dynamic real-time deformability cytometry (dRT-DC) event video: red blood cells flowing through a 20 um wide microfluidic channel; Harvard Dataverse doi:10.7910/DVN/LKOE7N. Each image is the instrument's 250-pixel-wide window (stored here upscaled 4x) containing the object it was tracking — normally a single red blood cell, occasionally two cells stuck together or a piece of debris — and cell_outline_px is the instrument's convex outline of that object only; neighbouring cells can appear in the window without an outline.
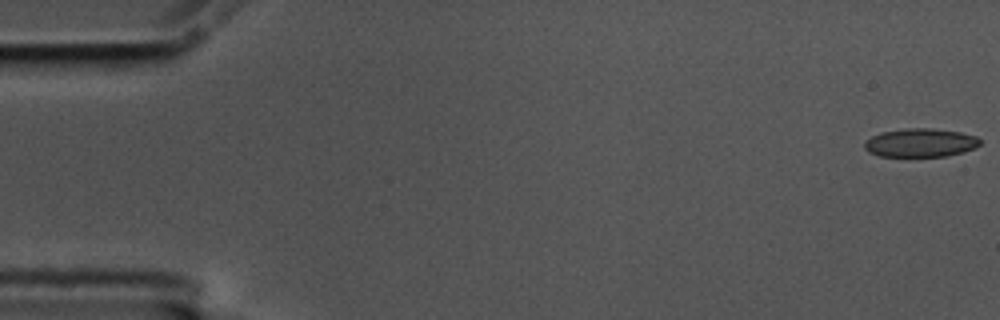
{"species": "common noctule bat (a hibernating species)", "species_latin": "Nyctalus noctula", "temperature_condition": "cold", "stored_images_in_passage": 57, "camera_frame_rate_fps": 3000, "um_per_image_px": 0.085, "animal": {"sex": "male", "body_mass_g": 17.5, "forearm_length_mm": 52.3}, "frame": {"image": 1, "passage_image": 1, "time_ms": 0.0, "image_size_px": [1000, 320], "cell_outline_px": [[980, 144], [964, 152], [944, 156], [880, 156], [868, 152], [864, 148], [864, 140], [880, 132], [904, 128], [932, 128], [960, 132], [976, 136], [980, 140]], "centroid_in_image_um": [78.19, 12.12], "position_along_channel_um": 6.8, "area_um2": 19.25}}
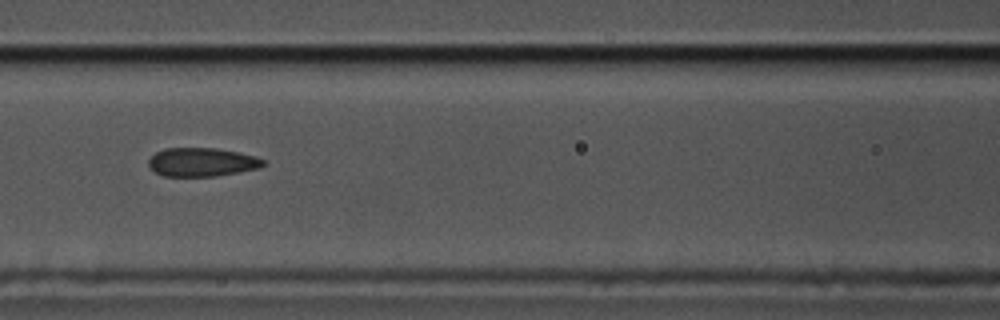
{"frame": {"image": 2, "passage_image": 25, "time_ms": 8.0, "image_size_px": [1000, 320], "cell_outline_px": [[264, 164], [260, 168], [216, 176], [164, 176], [148, 168], [148, 160], [156, 152], [164, 148], [216, 148], [240, 152], [256, 156], [264, 160]], "centroid_in_image_um": [17.15, 13.77], "position_along_channel_um": 149.4, "area_um2": 19.25}}
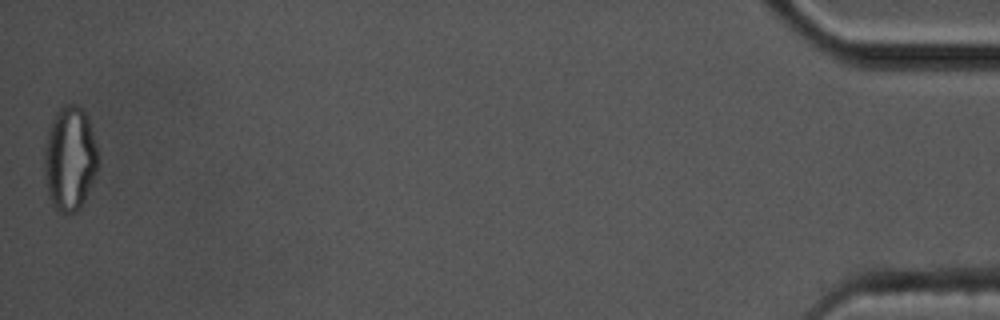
{"frame": {"image": 3, "passage_image": 57, "time_ms": 18.667, "image_size_px": [1000, 320], "cell_outline_px": [[96, 172], [92, 184], [80, 208], [76, 212], [64, 216], [56, 212], [48, 196], [44, 176], [44, 148], [48, 128], [56, 112], [64, 104], [76, 104], [84, 112], [88, 120], [96, 148]], "centroid_in_image_um": [5.88, 13.55], "position_along_channel_um": 429.3, "area_um2": 32.77}, "authors_computed_cell_mechanics": {"area_um2": 20.1144, "velocity_mm_per_s": 3.5212, "shape_relaxation_time_tau1_ms": null, "shape_relaxation_time_tau2_ms": 2.2106, "deformation_change_tau1": null, "deformation_change_tau2": 0.0794}}